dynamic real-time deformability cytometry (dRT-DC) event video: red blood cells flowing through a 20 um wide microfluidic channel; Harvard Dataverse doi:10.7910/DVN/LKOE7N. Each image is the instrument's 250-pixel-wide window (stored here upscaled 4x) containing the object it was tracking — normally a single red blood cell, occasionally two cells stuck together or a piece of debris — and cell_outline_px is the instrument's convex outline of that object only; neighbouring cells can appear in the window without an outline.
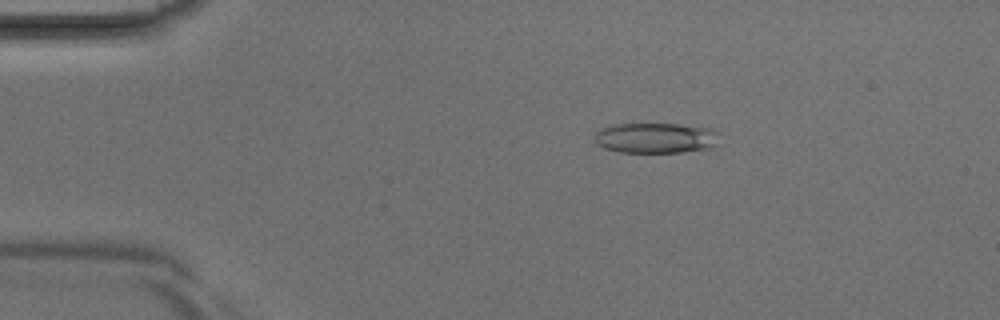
{"species": "Egyptian fruit bat (a non-hibernating species)", "species_latin": "Rousettus aegyptiacus", "temperature_condition": "room temperature", "stored_images_in_passage": 4, "camera_frame_rate_fps": 3000, "um_per_image_px": 0.085, "animal": {"sex": "male"}, "frame": {"image": 1, "passage_image": 3, "time_ms": 0.667, "image_size_px": [1000, 320], "cell_outline_px": [[716, 144], [712, 148], [680, 152], [620, 152], [604, 148], [596, 144], [596, 132], [600, 128], [612, 124], [680, 124], [708, 128], [716, 132]], "centroid_in_image_um": [55.69, 11.72], "position_along_channel_um": 29.3, "area_um2": 21.96}}